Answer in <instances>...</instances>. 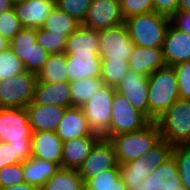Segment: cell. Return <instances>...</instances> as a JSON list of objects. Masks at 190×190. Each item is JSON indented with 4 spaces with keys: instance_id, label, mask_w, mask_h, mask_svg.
I'll list each match as a JSON object with an SVG mask.
<instances>
[{
    "instance_id": "obj_1",
    "label": "cell",
    "mask_w": 190,
    "mask_h": 190,
    "mask_svg": "<svg viewBox=\"0 0 190 190\" xmlns=\"http://www.w3.org/2000/svg\"><path fill=\"white\" fill-rule=\"evenodd\" d=\"M32 133L26 108H0V142L15 149V164L31 157Z\"/></svg>"
},
{
    "instance_id": "obj_2",
    "label": "cell",
    "mask_w": 190,
    "mask_h": 190,
    "mask_svg": "<svg viewBox=\"0 0 190 190\" xmlns=\"http://www.w3.org/2000/svg\"><path fill=\"white\" fill-rule=\"evenodd\" d=\"M148 119L157 121L180 98L173 66L164 65L148 76Z\"/></svg>"
},
{
    "instance_id": "obj_3",
    "label": "cell",
    "mask_w": 190,
    "mask_h": 190,
    "mask_svg": "<svg viewBox=\"0 0 190 190\" xmlns=\"http://www.w3.org/2000/svg\"><path fill=\"white\" fill-rule=\"evenodd\" d=\"M161 132L156 121H151L143 129L121 133L110 137L119 165L144 156L160 140Z\"/></svg>"
},
{
    "instance_id": "obj_4",
    "label": "cell",
    "mask_w": 190,
    "mask_h": 190,
    "mask_svg": "<svg viewBox=\"0 0 190 190\" xmlns=\"http://www.w3.org/2000/svg\"><path fill=\"white\" fill-rule=\"evenodd\" d=\"M170 23L169 17L154 11L125 20L133 44L146 48H162Z\"/></svg>"
},
{
    "instance_id": "obj_5",
    "label": "cell",
    "mask_w": 190,
    "mask_h": 190,
    "mask_svg": "<svg viewBox=\"0 0 190 190\" xmlns=\"http://www.w3.org/2000/svg\"><path fill=\"white\" fill-rule=\"evenodd\" d=\"M156 123L172 146L190 144V100L178 98Z\"/></svg>"
},
{
    "instance_id": "obj_6",
    "label": "cell",
    "mask_w": 190,
    "mask_h": 190,
    "mask_svg": "<svg viewBox=\"0 0 190 190\" xmlns=\"http://www.w3.org/2000/svg\"><path fill=\"white\" fill-rule=\"evenodd\" d=\"M173 146L161 139L144 156L119 165L120 177L128 187L130 184L142 183L157 167L172 155Z\"/></svg>"
},
{
    "instance_id": "obj_7",
    "label": "cell",
    "mask_w": 190,
    "mask_h": 190,
    "mask_svg": "<svg viewBox=\"0 0 190 190\" xmlns=\"http://www.w3.org/2000/svg\"><path fill=\"white\" fill-rule=\"evenodd\" d=\"M112 115L109 131L102 137H110L143 129L151 121L140 111L134 109L128 100L115 90L112 102Z\"/></svg>"
},
{
    "instance_id": "obj_8",
    "label": "cell",
    "mask_w": 190,
    "mask_h": 190,
    "mask_svg": "<svg viewBox=\"0 0 190 190\" xmlns=\"http://www.w3.org/2000/svg\"><path fill=\"white\" fill-rule=\"evenodd\" d=\"M36 74L24 71L0 81V108H25L33 100Z\"/></svg>"
},
{
    "instance_id": "obj_9",
    "label": "cell",
    "mask_w": 190,
    "mask_h": 190,
    "mask_svg": "<svg viewBox=\"0 0 190 190\" xmlns=\"http://www.w3.org/2000/svg\"><path fill=\"white\" fill-rule=\"evenodd\" d=\"M114 94L115 87L104 85L81 106L90 129L101 137L109 131Z\"/></svg>"
},
{
    "instance_id": "obj_10",
    "label": "cell",
    "mask_w": 190,
    "mask_h": 190,
    "mask_svg": "<svg viewBox=\"0 0 190 190\" xmlns=\"http://www.w3.org/2000/svg\"><path fill=\"white\" fill-rule=\"evenodd\" d=\"M134 44L124 23L99 31V57L129 61Z\"/></svg>"
},
{
    "instance_id": "obj_11",
    "label": "cell",
    "mask_w": 190,
    "mask_h": 190,
    "mask_svg": "<svg viewBox=\"0 0 190 190\" xmlns=\"http://www.w3.org/2000/svg\"><path fill=\"white\" fill-rule=\"evenodd\" d=\"M111 168H119L115 150L112 143L108 139L101 138L94 145L90 154L77 169V171L85 183L88 179L95 177L102 171Z\"/></svg>"
},
{
    "instance_id": "obj_12",
    "label": "cell",
    "mask_w": 190,
    "mask_h": 190,
    "mask_svg": "<svg viewBox=\"0 0 190 190\" xmlns=\"http://www.w3.org/2000/svg\"><path fill=\"white\" fill-rule=\"evenodd\" d=\"M124 22L120 0H92L82 26L87 29L100 31Z\"/></svg>"
},
{
    "instance_id": "obj_13",
    "label": "cell",
    "mask_w": 190,
    "mask_h": 190,
    "mask_svg": "<svg viewBox=\"0 0 190 190\" xmlns=\"http://www.w3.org/2000/svg\"><path fill=\"white\" fill-rule=\"evenodd\" d=\"M115 90L122 94L134 109L148 118V76L129 69Z\"/></svg>"
},
{
    "instance_id": "obj_14",
    "label": "cell",
    "mask_w": 190,
    "mask_h": 190,
    "mask_svg": "<svg viewBox=\"0 0 190 190\" xmlns=\"http://www.w3.org/2000/svg\"><path fill=\"white\" fill-rule=\"evenodd\" d=\"M56 6V0H19L14 10L23 28H42Z\"/></svg>"
},
{
    "instance_id": "obj_15",
    "label": "cell",
    "mask_w": 190,
    "mask_h": 190,
    "mask_svg": "<svg viewBox=\"0 0 190 190\" xmlns=\"http://www.w3.org/2000/svg\"><path fill=\"white\" fill-rule=\"evenodd\" d=\"M162 51L166 65L190 62V35L170 23L165 33Z\"/></svg>"
},
{
    "instance_id": "obj_16",
    "label": "cell",
    "mask_w": 190,
    "mask_h": 190,
    "mask_svg": "<svg viewBox=\"0 0 190 190\" xmlns=\"http://www.w3.org/2000/svg\"><path fill=\"white\" fill-rule=\"evenodd\" d=\"M144 181L147 190H186L181 184L178 164L173 155L168 157Z\"/></svg>"
},
{
    "instance_id": "obj_17",
    "label": "cell",
    "mask_w": 190,
    "mask_h": 190,
    "mask_svg": "<svg viewBox=\"0 0 190 190\" xmlns=\"http://www.w3.org/2000/svg\"><path fill=\"white\" fill-rule=\"evenodd\" d=\"M57 136L63 141L86 137L89 135H98L92 132L88 125V120L81 107H68L60 120L56 129Z\"/></svg>"
},
{
    "instance_id": "obj_18",
    "label": "cell",
    "mask_w": 190,
    "mask_h": 190,
    "mask_svg": "<svg viewBox=\"0 0 190 190\" xmlns=\"http://www.w3.org/2000/svg\"><path fill=\"white\" fill-rule=\"evenodd\" d=\"M101 138L100 135H89L63 142L61 168L77 170Z\"/></svg>"
},
{
    "instance_id": "obj_19",
    "label": "cell",
    "mask_w": 190,
    "mask_h": 190,
    "mask_svg": "<svg viewBox=\"0 0 190 190\" xmlns=\"http://www.w3.org/2000/svg\"><path fill=\"white\" fill-rule=\"evenodd\" d=\"M67 82L84 78H100L101 58L99 54L66 55Z\"/></svg>"
},
{
    "instance_id": "obj_20",
    "label": "cell",
    "mask_w": 190,
    "mask_h": 190,
    "mask_svg": "<svg viewBox=\"0 0 190 190\" xmlns=\"http://www.w3.org/2000/svg\"><path fill=\"white\" fill-rule=\"evenodd\" d=\"M25 108L33 132H55L60 120L63 118L65 110L67 109L57 105L45 106L34 104L33 102Z\"/></svg>"
},
{
    "instance_id": "obj_21",
    "label": "cell",
    "mask_w": 190,
    "mask_h": 190,
    "mask_svg": "<svg viewBox=\"0 0 190 190\" xmlns=\"http://www.w3.org/2000/svg\"><path fill=\"white\" fill-rule=\"evenodd\" d=\"M63 141L56 132H33L31 138V157L57 163L61 167Z\"/></svg>"
},
{
    "instance_id": "obj_22",
    "label": "cell",
    "mask_w": 190,
    "mask_h": 190,
    "mask_svg": "<svg viewBox=\"0 0 190 190\" xmlns=\"http://www.w3.org/2000/svg\"><path fill=\"white\" fill-rule=\"evenodd\" d=\"M32 102L45 106L71 107L70 84L68 82L46 83L37 81Z\"/></svg>"
},
{
    "instance_id": "obj_23",
    "label": "cell",
    "mask_w": 190,
    "mask_h": 190,
    "mask_svg": "<svg viewBox=\"0 0 190 190\" xmlns=\"http://www.w3.org/2000/svg\"><path fill=\"white\" fill-rule=\"evenodd\" d=\"M130 69L149 76L165 64L162 48H146L134 45L128 61Z\"/></svg>"
},
{
    "instance_id": "obj_24",
    "label": "cell",
    "mask_w": 190,
    "mask_h": 190,
    "mask_svg": "<svg viewBox=\"0 0 190 190\" xmlns=\"http://www.w3.org/2000/svg\"><path fill=\"white\" fill-rule=\"evenodd\" d=\"M64 54H99V31L81 25L67 37Z\"/></svg>"
},
{
    "instance_id": "obj_25",
    "label": "cell",
    "mask_w": 190,
    "mask_h": 190,
    "mask_svg": "<svg viewBox=\"0 0 190 190\" xmlns=\"http://www.w3.org/2000/svg\"><path fill=\"white\" fill-rule=\"evenodd\" d=\"M59 168L60 166L55 162L30 157L23 162L24 181L40 188Z\"/></svg>"
},
{
    "instance_id": "obj_26",
    "label": "cell",
    "mask_w": 190,
    "mask_h": 190,
    "mask_svg": "<svg viewBox=\"0 0 190 190\" xmlns=\"http://www.w3.org/2000/svg\"><path fill=\"white\" fill-rule=\"evenodd\" d=\"M66 55L64 53L50 54L36 75L38 82H67Z\"/></svg>"
},
{
    "instance_id": "obj_27",
    "label": "cell",
    "mask_w": 190,
    "mask_h": 190,
    "mask_svg": "<svg viewBox=\"0 0 190 190\" xmlns=\"http://www.w3.org/2000/svg\"><path fill=\"white\" fill-rule=\"evenodd\" d=\"M71 106L81 107L103 86L101 78H84L70 82Z\"/></svg>"
},
{
    "instance_id": "obj_28",
    "label": "cell",
    "mask_w": 190,
    "mask_h": 190,
    "mask_svg": "<svg viewBox=\"0 0 190 190\" xmlns=\"http://www.w3.org/2000/svg\"><path fill=\"white\" fill-rule=\"evenodd\" d=\"M84 185L78 171L59 168V170L40 187V190H81Z\"/></svg>"
},
{
    "instance_id": "obj_29",
    "label": "cell",
    "mask_w": 190,
    "mask_h": 190,
    "mask_svg": "<svg viewBox=\"0 0 190 190\" xmlns=\"http://www.w3.org/2000/svg\"><path fill=\"white\" fill-rule=\"evenodd\" d=\"M80 26L81 24L77 20L55 6L42 28L56 33H63L68 37Z\"/></svg>"
},
{
    "instance_id": "obj_30",
    "label": "cell",
    "mask_w": 190,
    "mask_h": 190,
    "mask_svg": "<svg viewBox=\"0 0 190 190\" xmlns=\"http://www.w3.org/2000/svg\"><path fill=\"white\" fill-rule=\"evenodd\" d=\"M84 185L91 190H128L120 177L119 168H111L88 179Z\"/></svg>"
},
{
    "instance_id": "obj_31",
    "label": "cell",
    "mask_w": 190,
    "mask_h": 190,
    "mask_svg": "<svg viewBox=\"0 0 190 190\" xmlns=\"http://www.w3.org/2000/svg\"><path fill=\"white\" fill-rule=\"evenodd\" d=\"M101 80L104 85L116 87L130 67L128 61L116 59H101Z\"/></svg>"
},
{
    "instance_id": "obj_32",
    "label": "cell",
    "mask_w": 190,
    "mask_h": 190,
    "mask_svg": "<svg viewBox=\"0 0 190 190\" xmlns=\"http://www.w3.org/2000/svg\"><path fill=\"white\" fill-rule=\"evenodd\" d=\"M37 29L22 28L10 41V49L23 62L24 67L28 65V50L36 43Z\"/></svg>"
},
{
    "instance_id": "obj_33",
    "label": "cell",
    "mask_w": 190,
    "mask_h": 190,
    "mask_svg": "<svg viewBox=\"0 0 190 190\" xmlns=\"http://www.w3.org/2000/svg\"><path fill=\"white\" fill-rule=\"evenodd\" d=\"M66 40L67 36L63 33H56L43 28L37 29L36 43L45 49L49 55L64 53Z\"/></svg>"
},
{
    "instance_id": "obj_34",
    "label": "cell",
    "mask_w": 190,
    "mask_h": 190,
    "mask_svg": "<svg viewBox=\"0 0 190 190\" xmlns=\"http://www.w3.org/2000/svg\"><path fill=\"white\" fill-rule=\"evenodd\" d=\"M25 70L23 62L9 48L0 52V81L14 77Z\"/></svg>"
},
{
    "instance_id": "obj_35",
    "label": "cell",
    "mask_w": 190,
    "mask_h": 190,
    "mask_svg": "<svg viewBox=\"0 0 190 190\" xmlns=\"http://www.w3.org/2000/svg\"><path fill=\"white\" fill-rule=\"evenodd\" d=\"M172 155L178 164L181 184L190 190V144L173 146Z\"/></svg>"
},
{
    "instance_id": "obj_36",
    "label": "cell",
    "mask_w": 190,
    "mask_h": 190,
    "mask_svg": "<svg viewBox=\"0 0 190 190\" xmlns=\"http://www.w3.org/2000/svg\"><path fill=\"white\" fill-rule=\"evenodd\" d=\"M91 2L92 0H56V6L82 25L86 19Z\"/></svg>"
},
{
    "instance_id": "obj_37",
    "label": "cell",
    "mask_w": 190,
    "mask_h": 190,
    "mask_svg": "<svg viewBox=\"0 0 190 190\" xmlns=\"http://www.w3.org/2000/svg\"><path fill=\"white\" fill-rule=\"evenodd\" d=\"M121 13L124 19L154 11L153 0H120Z\"/></svg>"
},
{
    "instance_id": "obj_38",
    "label": "cell",
    "mask_w": 190,
    "mask_h": 190,
    "mask_svg": "<svg viewBox=\"0 0 190 190\" xmlns=\"http://www.w3.org/2000/svg\"><path fill=\"white\" fill-rule=\"evenodd\" d=\"M22 28L14 8L0 14V34L9 41H11Z\"/></svg>"
},
{
    "instance_id": "obj_39",
    "label": "cell",
    "mask_w": 190,
    "mask_h": 190,
    "mask_svg": "<svg viewBox=\"0 0 190 190\" xmlns=\"http://www.w3.org/2000/svg\"><path fill=\"white\" fill-rule=\"evenodd\" d=\"M173 68L180 98L190 100V62L178 63Z\"/></svg>"
},
{
    "instance_id": "obj_40",
    "label": "cell",
    "mask_w": 190,
    "mask_h": 190,
    "mask_svg": "<svg viewBox=\"0 0 190 190\" xmlns=\"http://www.w3.org/2000/svg\"><path fill=\"white\" fill-rule=\"evenodd\" d=\"M24 181L23 163L5 166L0 170V188L21 184Z\"/></svg>"
},
{
    "instance_id": "obj_41",
    "label": "cell",
    "mask_w": 190,
    "mask_h": 190,
    "mask_svg": "<svg viewBox=\"0 0 190 190\" xmlns=\"http://www.w3.org/2000/svg\"><path fill=\"white\" fill-rule=\"evenodd\" d=\"M48 56L49 53L35 43L28 50V65L25 67V70L37 75L47 61Z\"/></svg>"
},
{
    "instance_id": "obj_42",
    "label": "cell",
    "mask_w": 190,
    "mask_h": 190,
    "mask_svg": "<svg viewBox=\"0 0 190 190\" xmlns=\"http://www.w3.org/2000/svg\"><path fill=\"white\" fill-rule=\"evenodd\" d=\"M180 0H153L154 12L169 17L178 12Z\"/></svg>"
},
{
    "instance_id": "obj_43",
    "label": "cell",
    "mask_w": 190,
    "mask_h": 190,
    "mask_svg": "<svg viewBox=\"0 0 190 190\" xmlns=\"http://www.w3.org/2000/svg\"><path fill=\"white\" fill-rule=\"evenodd\" d=\"M15 164V149L9 142H0V170Z\"/></svg>"
},
{
    "instance_id": "obj_44",
    "label": "cell",
    "mask_w": 190,
    "mask_h": 190,
    "mask_svg": "<svg viewBox=\"0 0 190 190\" xmlns=\"http://www.w3.org/2000/svg\"><path fill=\"white\" fill-rule=\"evenodd\" d=\"M171 24L177 29L190 35V13L178 11L172 18Z\"/></svg>"
},
{
    "instance_id": "obj_45",
    "label": "cell",
    "mask_w": 190,
    "mask_h": 190,
    "mask_svg": "<svg viewBox=\"0 0 190 190\" xmlns=\"http://www.w3.org/2000/svg\"><path fill=\"white\" fill-rule=\"evenodd\" d=\"M0 190H40V188L30 185L27 182H23L21 184L0 188Z\"/></svg>"
},
{
    "instance_id": "obj_46",
    "label": "cell",
    "mask_w": 190,
    "mask_h": 190,
    "mask_svg": "<svg viewBox=\"0 0 190 190\" xmlns=\"http://www.w3.org/2000/svg\"><path fill=\"white\" fill-rule=\"evenodd\" d=\"M14 8L13 0H0V14Z\"/></svg>"
},
{
    "instance_id": "obj_47",
    "label": "cell",
    "mask_w": 190,
    "mask_h": 190,
    "mask_svg": "<svg viewBox=\"0 0 190 190\" xmlns=\"http://www.w3.org/2000/svg\"><path fill=\"white\" fill-rule=\"evenodd\" d=\"M178 11L190 13V0H180Z\"/></svg>"
},
{
    "instance_id": "obj_48",
    "label": "cell",
    "mask_w": 190,
    "mask_h": 190,
    "mask_svg": "<svg viewBox=\"0 0 190 190\" xmlns=\"http://www.w3.org/2000/svg\"><path fill=\"white\" fill-rule=\"evenodd\" d=\"M10 48V41L0 34V52Z\"/></svg>"
},
{
    "instance_id": "obj_49",
    "label": "cell",
    "mask_w": 190,
    "mask_h": 190,
    "mask_svg": "<svg viewBox=\"0 0 190 190\" xmlns=\"http://www.w3.org/2000/svg\"><path fill=\"white\" fill-rule=\"evenodd\" d=\"M128 190H147L146 187V182L143 180L142 183H138V184H130L127 187Z\"/></svg>"
},
{
    "instance_id": "obj_50",
    "label": "cell",
    "mask_w": 190,
    "mask_h": 190,
    "mask_svg": "<svg viewBox=\"0 0 190 190\" xmlns=\"http://www.w3.org/2000/svg\"><path fill=\"white\" fill-rule=\"evenodd\" d=\"M81 190H91L88 187H86L85 185L82 186Z\"/></svg>"
}]
</instances>
